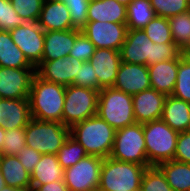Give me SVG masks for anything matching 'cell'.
<instances>
[{"mask_svg": "<svg viewBox=\"0 0 190 191\" xmlns=\"http://www.w3.org/2000/svg\"><path fill=\"white\" fill-rule=\"evenodd\" d=\"M119 52L122 62L146 66L173 60L181 53L174 43H153L143 29H128Z\"/></svg>", "mask_w": 190, "mask_h": 191, "instance_id": "1", "label": "cell"}, {"mask_svg": "<svg viewBox=\"0 0 190 191\" xmlns=\"http://www.w3.org/2000/svg\"><path fill=\"white\" fill-rule=\"evenodd\" d=\"M65 88L35 74L29 94L31 118L62 123Z\"/></svg>", "mask_w": 190, "mask_h": 191, "instance_id": "2", "label": "cell"}, {"mask_svg": "<svg viewBox=\"0 0 190 191\" xmlns=\"http://www.w3.org/2000/svg\"><path fill=\"white\" fill-rule=\"evenodd\" d=\"M116 130L104 119L94 115L74 124L70 135L83 147L87 155L107 158L110 156Z\"/></svg>", "mask_w": 190, "mask_h": 191, "instance_id": "3", "label": "cell"}, {"mask_svg": "<svg viewBox=\"0 0 190 191\" xmlns=\"http://www.w3.org/2000/svg\"><path fill=\"white\" fill-rule=\"evenodd\" d=\"M146 168L137 163L104 158L97 191H139Z\"/></svg>", "mask_w": 190, "mask_h": 191, "instance_id": "4", "label": "cell"}, {"mask_svg": "<svg viewBox=\"0 0 190 191\" xmlns=\"http://www.w3.org/2000/svg\"><path fill=\"white\" fill-rule=\"evenodd\" d=\"M146 155L150 166L174 160L179 132L162 119L143 124Z\"/></svg>", "mask_w": 190, "mask_h": 191, "instance_id": "5", "label": "cell"}, {"mask_svg": "<svg viewBox=\"0 0 190 191\" xmlns=\"http://www.w3.org/2000/svg\"><path fill=\"white\" fill-rule=\"evenodd\" d=\"M97 115L115 130L136 123L132 95L113 87L99 91Z\"/></svg>", "mask_w": 190, "mask_h": 191, "instance_id": "6", "label": "cell"}, {"mask_svg": "<svg viewBox=\"0 0 190 191\" xmlns=\"http://www.w3.org/2000/svg\"><path fill=\"white\" fill-rule=\"evenodd\" d=\"M25 135L26 146L41 154L57 155L70 135V128L63 123L31 118L25 127Z\"/></svg>", "mask_w": 190, "mask_h": 191, "instance_id": "7", "label": "cell"}, {"mask_svg": "<svg viewBox=\"0 0 190 191\" xmlns=\"http://www.w3.org/2000/svg\"><path fill=\"white\" fill-rule=\"evenodd\" d=\"M113 159L151 167L146 155L143 124L134 123L116 130L110 156Z\"/></svg>", "mask_w": 190, "mask_h": 191, "instance_id": "8", "label": "cell"}, {"mask_svg": "<svg viewBox=\"0 0 190 191\" xmlns=\"http://www.w3.org/2000/svg\"><path fill=\"white\" fill-rule=\"evenodd\" d=\"M99 91L93 88L66 86L62 123L71 128L74 124L97 115Z\"/></svg>", "mask_w": 190, "mask_h": 191, "instance_id": "9", "label": "cell"}, {"mask_svg": "<svg viewBox=\"0 0 190 191\" xmlns=\"http://www.w3.org/2000/svg\"><path fill=\"white\" fill-rule=\"evenodd\" d=\"M103 158L87 155L64 170V182L69 191H97Z\"/></svg>", "mask_w": 190, "mask_h": 191, "instance_id": "10", "label": "cell"}, {"mask_svg": "<svg viewBox=\"0 0 190 191\" xmlns=\"http://www.w3.org/2000/svg\"><path fill=\"white\" fill-rule=\"evenodd\" d=\"M96 49L107 48L119 51L128 32L126 23L88 21L81 30Z\"/></svg>", "mask_w": 190, "mask_h": 191, "instance_id": "11", "label": "cell"}, {"mask_svg": "<svg viewBox=\"0 0 190 191\" xmlns=\"http://www.w3.org/2000/svg\"><path fill=\"white\" fill-rule=\"evenodd\" d=\"M9 33L27 60L36 67L42 61L45 31L37 22H26Z\"/></svg>", "mask_w": 190, "mask_h": 191, "instance_id": "12", "label": "cell"}, {"mask_svg": "<svg viewBox=\"0 0 190 191\" xmlns=\"http://www.w3.org/2000/svg\"><path fill=\"white\" fill-rule=\"evenodd\" d=\"M36 69L0 67V98L29 99Z\"/></svg>", "mask_w": 190, "mask_h": 191, "instance_id": "13", "label": "cell"}, {"mask_svg": "<svg viewBox=\"0 0 190 191\" xmlns=\"http://www.w3.org/2000/svg\"><path fill=\"white\" fill-rule=\"evenodd\" d=\"M82 64L81 60L69 56L51 61H41L36 66V74L46 81L70 86L77 75L78 65Z\"/></svg>", "mask_w": 190, "mask_h": 191, "instance_id": "14", "label": "cell"}, {"mask_svg": "<svg viewBox=\"0 0 190 191\" xmlns=\"http://www.w3.org/2000/svg\"><path fill=\"white\" fill-rule=\"evenodd\" d=\"M167 95L153 88L132 95L133 113L137 123L161 119Z\"/></svg>", "mask_w": 190, "mask_h": 191, "instance_id": "15", "label": "cell"}, {"mask_svg": "<svg viewBox=\"0 0 190 191\" xmlns=\"http://www.w3.org/2000/svg\"><path fill=\"white\" fill-rule=\"evenodd\" d=\"M113 88L129 95L151 88L148 67L121 62Z\"/></svg>", "mask_w": 190, "mask_h": 191, "instance_id": "16", "label": "cell"}, {"mask_svg": "<svg viewBox=\"0 0 190 191\" xmlns=\"http://www.w3.org/2000/svg\"><path fill=\"white\" fill-rule=\"evenodd\" d=\"M121 62L119 51L107 48L95 49L90 63L98 79L99 91L113 87Z\"/></svg>", "mask_w": 190, "mask_h": 191, "instance_id": "17", "label": "cell"}, {"mask_svg": "<svg viewBox=\"0 0 190 191\" xmlns=\"http://www.w3.org/2000/svg\"><path fill=\"white\" fill-rule=\"evenodd\" d=\"M37 23L44 31L74 29L67 6L60 1L44 0Z\"/></svg>", "mask_w": 190, "mask_h": 191, "instance_id": "18", "label": "cell"}, {"mask_svg": "<svg viewBox=\"0 0 190 191\" xmlns=\"http://www.w3.org/2000/svg\"><path fill=\"white\" fill-rule=\"evenodd\" d=\"M151 88L165 95H172L179 67V55L173 60H166L147 66Z\"/></svg>", "mask_w": 190, "mask_h": 191, "instance_id": "19", "label": "cell"}, {"mask_svg": "<svg viewBox=\"0 0 190 191\" xmlns=\"http://www.w3.org/2000/svg\"><path fill=\"white\" fill-rule=\"evenodd\" d=\"M0 117L5 130L26 127L31 120L29 99L0 98Z\"/></svg>", "mask_w": 190, "mask_h": 191, "instance_id": "20", "label": "cell"}, {"mask_svg": "<svg viewBox=\"0 0 190 191\" xmlns=\"http://www.w3.org/2000/svg\"><path fill=\"white\" fill-rule=\"evenodd\" d=\"M76 39V29L45 31L42 61L69 56Z\"/></svg>", "mask_w": 190, "mask_h": 191, "instance_id": "21", "label": "cell"}, {"mask_svg": "<svg viewBox=\"0 0 190 191\" xmlns=\"http://www.w3.org/2000/svg\"><path fill=\"white\" fill-rule=\"evenodd\" d=\"M161 119L179 133L187 131L190 123V103L167 95Z\"/></svg>", "mask_w": 190, "mask_h": 191, "instance_id": "22", "label": "cell"}, {"mask_svg": "<svg viewBox=\"0 0 190 191\" xmlns=\"http://www.w3.org/2000/svg\"><path fill=\"white\" fill-rule=\"evenodd\" d=\"M126 6L116 0L91 1L88 6V21L126 23Z\"/></svg>", "mask_w": 190, "mask_h": 191, "instance_id": "23", "label": "cell"}, {"mask_svg": "<svg viewBox=\"0 0 190 191\" xmlns=\"http://www.w3.org/2000/svg\"><path fill=\"white\" fill-rule=\"evenodd\" d=\"M30 177L31 186L48 184L53 181L64 180V169L59 164L57 155L42 154Z\"/></svg>", "mask_w": 190, "mask_h": 191, "instance_id": "24", "label": "cell"}, {"mask_svg": "<svg viewBox=\"0 0 190 191\" xmlns=\"http://www.w3.org/2000/svg\"><path fill=\"white\" fill-rule=\"evenodd\" d=\"M0 67L36 69L13 42L9 31L0 30Z\"/></svg>", "mask_w": 190, "mask_h": 191, "instance_id": "25", "label": "cell"}, {"mask_svg": "<svg viewBox=\"0 0 190 191\" xmlns=\"http://www.w3.org/2000/svg\"><path fill=\"white\" fill-rule=\"evenodd\" d=\"M0 169L7 186L21 189L31 188L30 173L17 156L1 155Z\"/></svg>", "mask_w": 190, "mask_h": 191, "instance_id": "26", "label": "cell"}, {"mask_svg": "<svg viewBox=\"0 0 190 191\" xmlns=\"http://www.w3.org/2000/svg\"><path fill=\"white\" fill-rule=\"evenodd\" d=\"M165 175L173 191H190V164L175 160L157 166Z\"/></svg>", "mask_w": 190, "mask_h": 191, "instance_id": "27", "label": "cell"}, {"mask_svg": "<svg viewBox=\"0 0 190 191\" xmlns=\"http://www.w3.org/2000/svg\"><path fill=\"white\" fill-rule=\"evenodd\" d=\"M126 9L128 29H142L156 16L150 0H133Z\"/></svg>", "mask_w": 190, "mask_h": 191, "instance_id": "28", "label": "cell"}, {"mask_svg": "<svg viewBox=\"0 0 190 191\" xmlns=\"http://www.w3.org/2000/svg\"><path fill=\"white\" fill-rule=\"evenodd\" d=\"M168 23L174 44L185 53L190 47V9L168 18Z\"/></svg>", "mask_w": 190, "mask_h": 191, "instance_id": "29", "label": "cell"}, {"mask_svg": "<svg viewBox=\"0 0 190 191\" xmlns=\"http://www.w3.org/2000/svg\"><path fill=\"white\" fill-rule=\"evenodd\" d=\"M86 156L87 153L85 152L84 147L71 135L67 137L57 153L59 164L64 170L74 166Z\"/></svg>", "mask_w": 190, "mask_h": 191, "instance_id": "30", "label": "cell"}, {"mask_svg": "<svg viewBox=\"0 0 190 191\" xmlns=\"http://www.w3.org/2000/svg\"><path fill=\"white\" fill-rule=\"evenodd\" d=\"M172 96L190 103V58L179 54V67Z\"/></svg>", "mask_w": 190, "mask_h": 191, "instance_id": "31", "label": "cell"}, {"mask_svg": "<svg viewBox=\"0 0 190 191\" xmlns=\"http://www.w3.org/2000/svg\"><path fill=\"white\" fill-rule=\"evenodd\" d=\"M148 38L155 44L174 43L168 18L155 16L144 28Z\"/></svg>", "mask_w": 190, "mask_h": 191, "instance_id": "32", "label": "cell"}, {"mask_svg": "<svg viewBox=\"0 0 190 191\" xmlns=\"http://www.w3.org/2000/svg\"><path fill=\"white\" fill-rule=\"evenodd\" d=\"M140 191H173L165 175L157 166L146 168L143 173Z\"/></svg>", "mask_w": 190, "mask_h": 191, "instance_id": "33", "label": "cell"}, {"mask_svg": "<svg viewBox=\"0 0 190 191\" xmlns=\"http://www.w3.org/2000/svg\"><path fill=\"white\" fill-rule=\"evenodd\" d=\"M156 16L170 18L190 9V0H150Z\"/></svg>", "mask_w": 190, "mask_h": 191, "instance_id": "34", "label": "cell"}, {"mask_svg": "<svg viewBox=\"0 0 190 191\" xmlns=\"http://www.w3.org/2000/svg\"><path fill=\"white\" fill-rule=\"evenodd\" d=\"M3 140L1 155L17 156L18 152L26 146L25 127L5 130Z\"/></svg>", "mask_w": 190, "mask_h": 191, "instance_id": "35", "label": "cell"}, {"mask_svg": "<svg viewBox=\"0 0 190 191\" xmlns=\"http://www.w3.org/2000/svg\"><path fill=\"white\" fill-rule=\"evenodd\" d=\"M65 5L69 10L71 24L74 29L82 30L88 23V0H65Z\"/></svg>", "mask_w": 190, "mask_h": 191, "instance_id": "36", "label": "cell"}, {"mask_svg": "<svg viewBox=\"0 0 190 191\" xmlns=\"http://www.w3.org/2000/svg\"><path fill=\"white\" fill-rule=\"evenodd\" d=\"M13 9L27 22H37L44 0H9Z\"/></svg>", "mask_w": 190, "mask_h": 191, "instance_id": "37", "label": "cell"}, {"mask_svg": "<svg viewBox=\"0 0 190 191\" xmlns=\"http://www.w3.org/2000/svg\"><path fill=\"white\" fill-rule=\"evenodd\" d=\"M25 21L14 9L9 0H0V30L11 31L24 25Z\"/></svg>", "mask_w": 190, "mask_h": 191, "instance_id": "38", "label": "cell"}, {"mask_svg": "<svg viewBox=\"0 0 190 191\" xmlns=\"http://www.w3.org/2000/svg\"><path fill=\"white\" fill-rule=\"evenodd\" d=\"M94 44L80 30L76 29V39L69 57H75L82 62L90 61L95 52Z\"/></svg>", "mask_w": 190, "mask_h": 191, "instance_id": "39", "label": "cell"}, {"mask_svg": "<svg viewBox=\"0 0 190 191\" xmlns=\"http://www.w3.org/2000/svg\"><path fill=\"white\" fill-rule=\"evenodd\" d=\"M94 68L90 61L78 65L77 75L72 85L86 88H93L99 91V84Z\"/></svg>", "mask_w": 190, "mask_h": 191, "instance_id": "40", "label": "cell"}, {"mask_svg": "<svg viewBox=\"0 0 190 191\" xmlns=\"http://www.w3.org/2000/svg\"><path fill=\"white\" fill-rule=\"evenodd\" d=\"M174 160L190 164V132H180L177 138Z\"/></svg>", "mask_w": 190, "mask_h": 191, "instance_id": "41", "label": "cell"}, {"mask_svg": "<svg viewBox=\"0 0 190 191\" xmlns=\"http://www.w3.org/2000/svg\"><path fill=\"white\" fill-rule=\"evenodd\" d=\"M41 156V153L28 146H25L17 154L19 161L30 174L32 173L36 164L39 162Z\"/></svg>", "mask_w": 190, "mask_h": 191, "instance_id": "42", "label": "cell"}, {"mask_svg": "<svg viewBox=\"0 0 190 191\" xmlns=\"http://www.w3.org/2000/svg\"><path fill=\"white\" fill-rule=\"evenodd\" d=\"M33 191H69L64 180L53 181L48 184L31 186Z\"/></svg>", "mask_w": 190, "mask_h": 191, "instance_id": "43", "label": "cell"}, {"mask_svg": "<svg viewBox=\"0 0 190 191\" xmlns=\"http://www.w3.org/2000/svg\"><path fill=\"white\" fill-rule=\"evenodd\" d=\"M1 191H33L31 188L29 189H21V188H15L11 186H5L1 189Z\"/></svg>", "mask_w": 190, "mask_h": 191, "instance_id": "44", "label": "cell"}, {"mask_svg": "<svg viewBox=\"0 0 190 191\" xmlns=\"http://www.w3.org/2000/svg\"><path fill=\"white\" fill-rule=\"evenodd\" d=\"M4 136H5V129L0 124V153H1V149H2L3 144H4V140H3Z\"/></svg>", "mask_w": 190, "mask_h": 191, "instance_id": "45", "label": "cell"}, {"mask_svg": "<svg viewBox=\"0 0 190 191\" xmlns=\"http://www.w3.org/2000/svg\"><path fill=\"white\" fill-rule=\"evenodd\" d=\"M5 186H6V182H5V180H4L3 176H2L1 169H0V191Z\"/></svg>", "mask_w": 190, "mask_h": 191, "instance_id": "46", "label": "cell"}, {"mask_svg": "<svg viewBox=\"0 0 190 191\" xmlns=\"http://www.w3.org/2000/svg\"><path fill=\"white\" fill-rule=\"evenodd\" d=\"M116 1H118L119 3H121V4H123V5H125V6H127L130 2H132L133 0H116Z\"/></svg>", "mask_w": 190, "mask_h": 191, "instance_id": "47", "label": "cell"}, {"mask_svg": "<svg viewBox=\"0 0 190 191\" xmlns=\"http://www.w3.org/2000/svg\"><path fill=\"white\" fill-rule=\"evenodd\" d=\"M187 57L190 58V47L188 48V50L184 53Z\"/></svg>", "mask_w": 190, "mask_h": 191, "instance_id": "48", "label": "cell"}, {"mask_svg": "<svg viewBox=\"0 0 190 191\" xmlns=\"http://www.w3.org/2000/svg\"><path fill=\"white\" fill-rule=\"evenodd\" d=\"M49 1H60V2H64L65 0H49Z\"/></svg>", "mask_w": 190, "mask_h": 191, "instance_id": "49", "label": "cell"}, {"mask_svg": "<svg viewBox=\"0 0 190 191\" xmlns=\"http://www.w3.org/2000/svg\"><path fill=\"white\" fill-rule=\"evenodd\" d=\"M3 122V119H2V117H0V124Z\"/></svg>", "mask_w": 190, "mask_h": 191, "instance_id": "50", "label": "cell"}]
</instances>
